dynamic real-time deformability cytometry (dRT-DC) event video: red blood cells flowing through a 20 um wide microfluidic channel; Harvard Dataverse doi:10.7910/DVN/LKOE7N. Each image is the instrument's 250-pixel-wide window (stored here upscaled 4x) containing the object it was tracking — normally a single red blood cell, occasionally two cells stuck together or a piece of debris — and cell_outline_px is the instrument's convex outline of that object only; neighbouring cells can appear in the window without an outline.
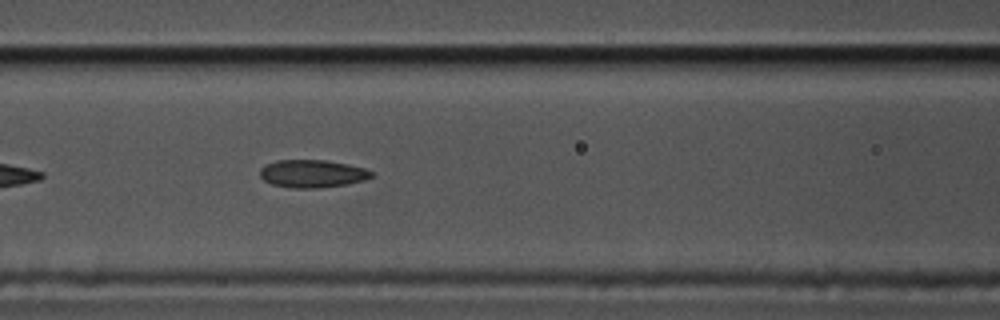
{"species": "common noctule bat (a hibernating species)", "species_latin": "Nyctalus noctula", "temperature_condition": "cold", "stored_images_in_passage": 44, "camera_frame_rate_fps": 3000, "um_per_image_px": 0.085, "animal": {"sex": "male", "body_mass_g": 17.5, "forearm_length_mm": 52.3}, "frame": {"image": 1, "passage_image": 10, "time_ms": 3.0, "image_size_px": [1000, 320], "cell_outline_px": [[372, 176], [364, 180], [344, 184], [316, 188], [292, 188], [272, 184], [264, 180], [260, 176], [260, 168], [276, 160], [324, 160], [348, 164], [364, 168], [372, 172]], "centroid_in_image_um": [26.52, 14.75], "position_along_channel_um": 140.1, "area_um2": 17.8}}
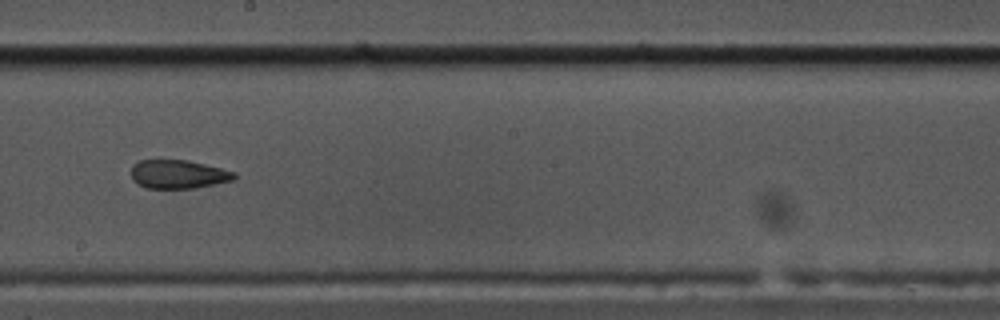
{"frame": {"image": 2, "passage_image": 18, "time_ms": 5.667, "image_size_px": [1000, 320], "cell_outline_px": [[236, 176], [232, 180], [196, 188], [148, 188], [132, 180], [132, 164], [140, 160], [188, 160], [236, 172]], "centroid_in_image_um": [15.14, 14.8], "position_along_channel_um": 233.1, "area_um2": 17.05}}
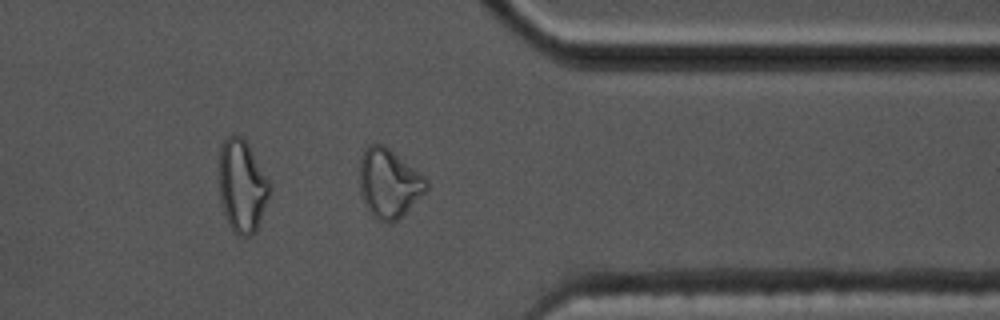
{"frame": {"image": 3, "passage_image": 31, "time_ms": 10.0, "image_size_px": [1000, 320], "cell_outline_px": [[428, 188], [392, 224], [384, 224], [376, 220], [364, 204], [360, 192], [360, 156], [364, 148], [368, 144], [384, 144], [424, 176], [428, 180]], "centroid_in_image_um": [33.01, 15.57], "position_along_channel_um": 378.4, "area_um2": 26.82}, "authors_computed_cell_mechanics": {"area_um2": 18.9006, "velocity_mm_per_s": 3.506, "shape_relaxation_time_tau1_ms": null, "shape_relaxation_time_tau2_ms": 2.3309, "deformation_change_tau1": null, "deformation_change_tau2": 0.0871}}